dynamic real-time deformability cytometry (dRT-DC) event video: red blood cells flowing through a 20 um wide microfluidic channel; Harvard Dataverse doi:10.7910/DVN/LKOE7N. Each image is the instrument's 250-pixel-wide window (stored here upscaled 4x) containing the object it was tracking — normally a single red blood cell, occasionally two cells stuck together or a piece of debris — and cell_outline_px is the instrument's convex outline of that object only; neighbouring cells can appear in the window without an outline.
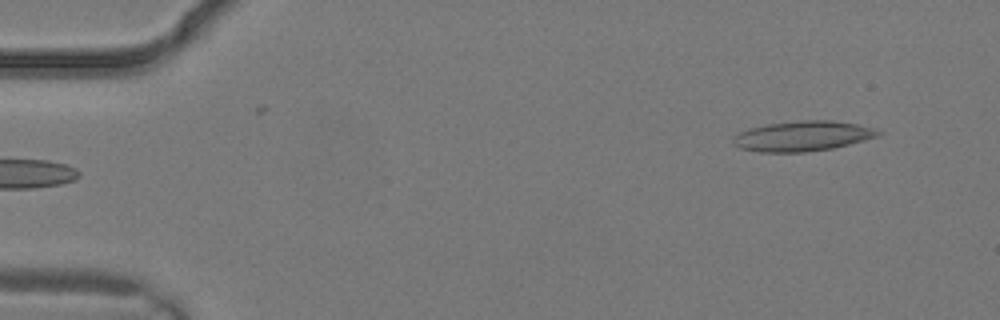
{"species": "common noctule bat (a hibernating species)", "species_latin": "Nyctalus noctula", "temperature_condition": "warm", "stored_images_in_passage": 3, "camera_frame_rate_fps": 3000, "um_per_image_px": 0.085, "animal": {"sex": "male", "body_mass_g": 19.2, "forearm_length_mm": 51.8}, "frame": {"image": 1, "passage_image": 3, "time_ms": 0.667, "image_size_px": [1000, 320], "cell_outline_px": [[884, 132], [876, 136], [864, 140], [832, 148], [804, 152], [760, 152], [740, 148], [732, 144], [732, 136], [748, 128], [768, 124], [800, 120], [832, 120], [856, 124], [876, 128]], "centroid_in_image_um": [68.19, 11.56], "position_along_channel_um": 16.8, "area_um2": 25.49}}